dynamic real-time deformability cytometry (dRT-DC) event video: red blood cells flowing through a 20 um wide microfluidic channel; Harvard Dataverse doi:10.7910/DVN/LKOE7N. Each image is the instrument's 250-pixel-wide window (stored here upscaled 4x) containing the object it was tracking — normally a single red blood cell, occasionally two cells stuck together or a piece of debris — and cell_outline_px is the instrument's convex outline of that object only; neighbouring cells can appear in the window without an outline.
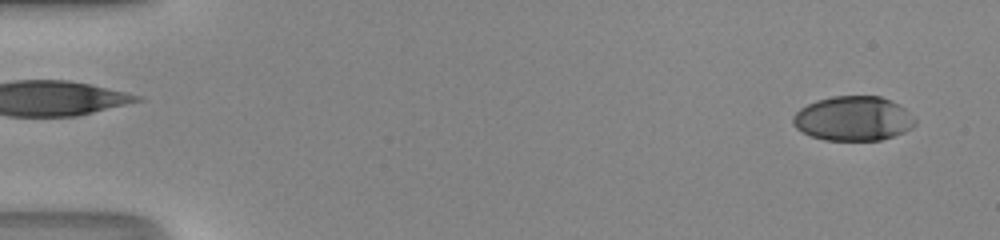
{"species": "human", "species_latin": "Homo sapiens", "temperature_condition": "room temperature", "stored_images_in_passage": 49, "camera_frame_rate_fps": 3000, "um_per_image_px": 0.085, "donor": {"sex": "male"}, "frame": {"image": 1, "passage_image": 2, "time_ms": 0.333, "image_size_px": [1000, 240], "cell_outline_px": [[916, 124], [912, 128], [904, 132], [880, 140], [824, 140], [812, 136], [796, 128], [792, 124], [792, 116], [800, 108], [816, 100], [832, 96], [880, 96], [904, 108], [916, 120]], "centroid_in_image_um": [72.5, 10.08], "position_along_channel_um": 12.5, "area_um2": 31.56}}
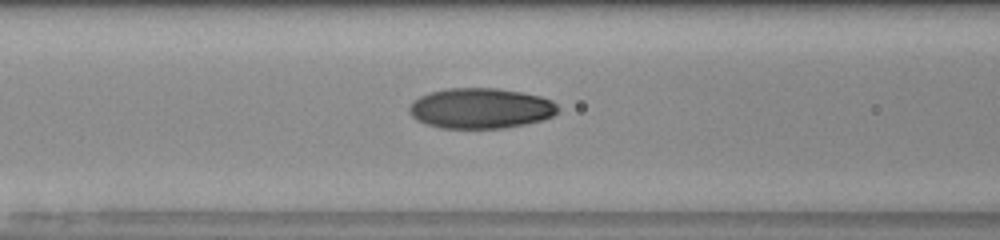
{"frame": {"image": 2, "passage_image": 21, "time_ms": 6.667, "image_size_px": [1000, 240], "cell_outline_px": [[560, 108], [552, 116], [544, 120], [504, 128], [440, 128], [416, 120], [408, 112], [408, 108], [412, 100], [428, 92], [448, 88], [496, 88], [520, 92], [540, 96], [552, 100]], "centroid_in_image_um": [40.83, 9.2], "position_along_channel_um": 125.8, "area_um2": 35.2}}
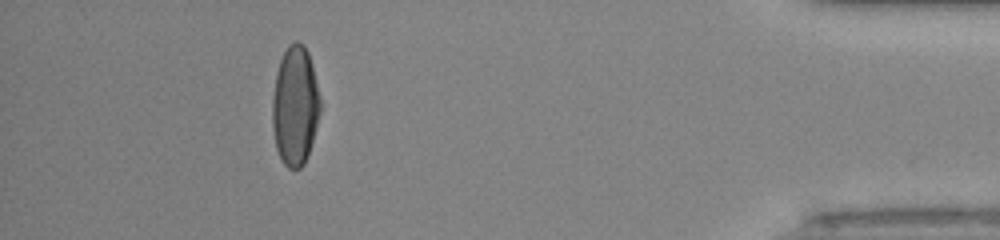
{"frame": {"image": 3, "passage_image": 45, "time_ms": 14.667, "image_size_px": [1000, 240], "cell_outline_px": [[320, 112], [316, 128], [308, 156], [304, 164], [300, 168], [288, 168], [280, 160], [276, 148], [272, 128], [272, 96], [276, 72], [280, 60], [288, 44], [296, 40], [304, 44], [308, 52], [320, 100]], "centroid_in_image_um": [25.06, 9.01], "position_along_channel_um": 410.1, "area_um2": 33.41}, "authors_computed_cell_mechanics": {"area_um2": 33.4662, "velocity_mm_per_s": 4.2358, "shape_relaxation_time_tau1_ms": 9.3944, "shape_relaxation_time_tau2_ms": 1.1137, "deformation_change_tau1": 0.3146, "deformation_change_tau2": 0.0527}}